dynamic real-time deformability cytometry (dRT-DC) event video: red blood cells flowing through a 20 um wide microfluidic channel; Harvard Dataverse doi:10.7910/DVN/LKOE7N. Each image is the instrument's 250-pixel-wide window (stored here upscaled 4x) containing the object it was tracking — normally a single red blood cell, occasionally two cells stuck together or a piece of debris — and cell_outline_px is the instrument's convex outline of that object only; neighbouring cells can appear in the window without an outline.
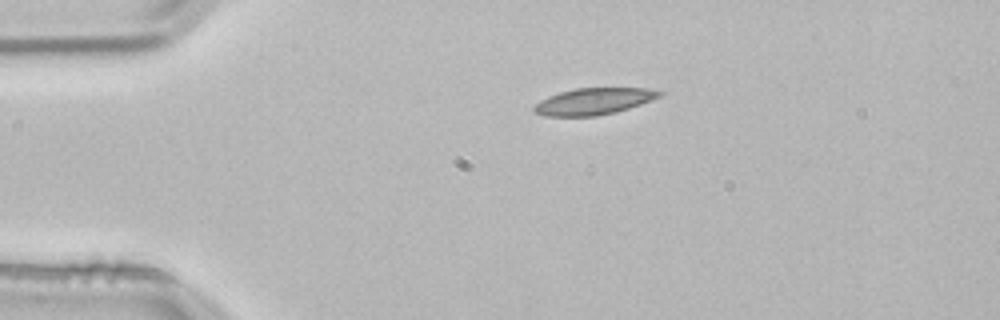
{"species": "common noctule bat (a hibernating species)", "species_latin": "Nyctalus noctula", "temperature_condition": "room temperature", "stored_images_in_passage": 3, "segment_of_instrument_passage": [1, 2], "camera_frame_rate_fps": 3000, "um_per_image_px": 0.085, "animal": {"sex": "male", "body_mass_g": 21.5, "forearm_length_mm": 52.0}, "frame": {"image": 1, "passage_image": 1, "time_ms": 0.0, "image_size_px": [1000, 320], "cell_outline_px": [[664, 92], [660, 96], [640, 104], [616, 112], [596, 116], [544, 116], [532, 112], [532, 108], [540, 100], [548, 96], [560, 92], [576, 88], [648, 88]], "centroid_in_image_um": [50.42, 8.62], "position_along_channel_um": 34.6, "area_um2": 19.42}}